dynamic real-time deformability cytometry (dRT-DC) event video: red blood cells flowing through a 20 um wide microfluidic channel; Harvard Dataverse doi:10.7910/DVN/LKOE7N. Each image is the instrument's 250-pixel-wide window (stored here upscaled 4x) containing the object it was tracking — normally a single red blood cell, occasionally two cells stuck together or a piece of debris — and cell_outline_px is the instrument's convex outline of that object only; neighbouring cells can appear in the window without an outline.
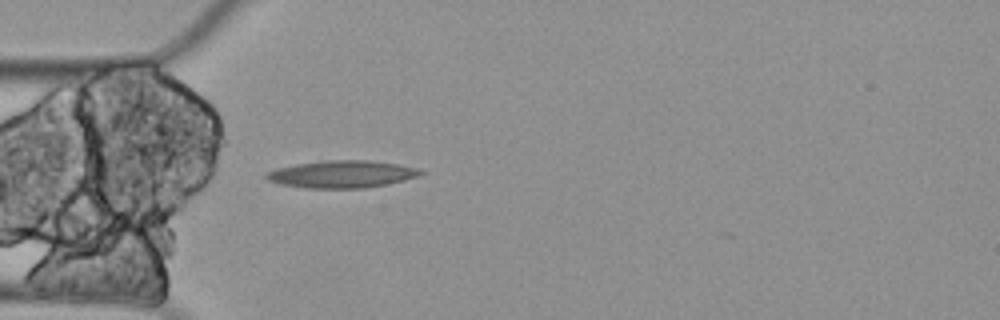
{"species": "Egyptian fruit bat (a non-hibernating species)", "species_latin": "Rousettus aegyptiacus", "temperature_condition": "cold", "stored_images_in_passage": 5, "camera_frame_rate_fps": 3000, "um_per_image_px": 0.085, "animal": {"sex": "female"}, "frame": {"image": 1, "passage_image": 5, "time_ms": 1.333, "image_size_px": [1000, 320], "cell_outline_px": [[424, 172], [416, 176], [404, 180], [364, 188], [304, 188], [280, 184], [268, 180], [264, 176], [264, 172], [276, 168], [296, 164], [320, 160], [368, 160], [396, 164], [416, 168]], "centroid_in_image_um": [28.96, 14.8], "position_along_channel_um": 56.0, "area_um2": 24.45}}